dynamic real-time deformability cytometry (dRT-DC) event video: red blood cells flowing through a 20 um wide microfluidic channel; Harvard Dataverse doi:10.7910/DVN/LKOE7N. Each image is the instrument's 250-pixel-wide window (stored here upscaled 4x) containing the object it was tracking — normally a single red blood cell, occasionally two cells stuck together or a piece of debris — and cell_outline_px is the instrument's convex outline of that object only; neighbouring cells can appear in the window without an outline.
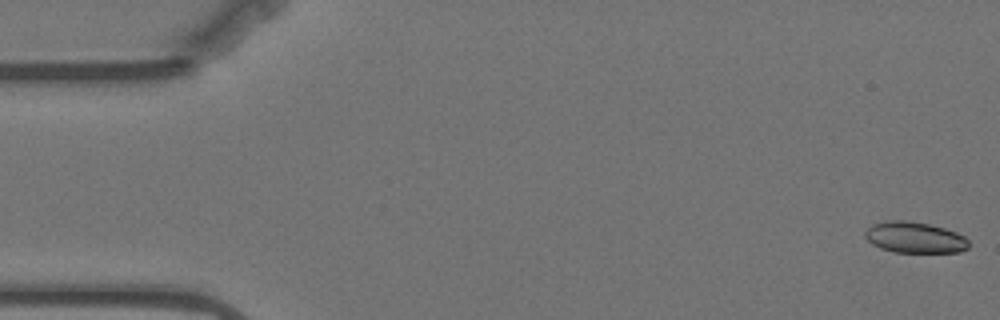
{"species": "Egyptian fruit bat (a non-hibernating species)", "species_latin": "Rousettus aegyptiacus", "temperature_condition": "warm", "stored_images_in_passage": 57, "camera_frame_rate_fps": 3000, "um_per_image_px": 0.085, "animal": {"sex": "female"}, "frame": {"image": 1, "passage_image": 1, "time_ms": 0.0, "image_size_px": [1000, 320], "cell_outline_px": [[968, 248], [960, 252], [896, 252], [880, 248], [872, 244], [864, 236], [864, 232], [872, 224], [884, 220], [908, 220], [928, 224], [944, 228], [956, 232], [964, 236], [968, 240]], "centroid_in_image_um": [77.73, 20.17], "position_along_channel_um": 7.3, "area_um2": 18.84}}
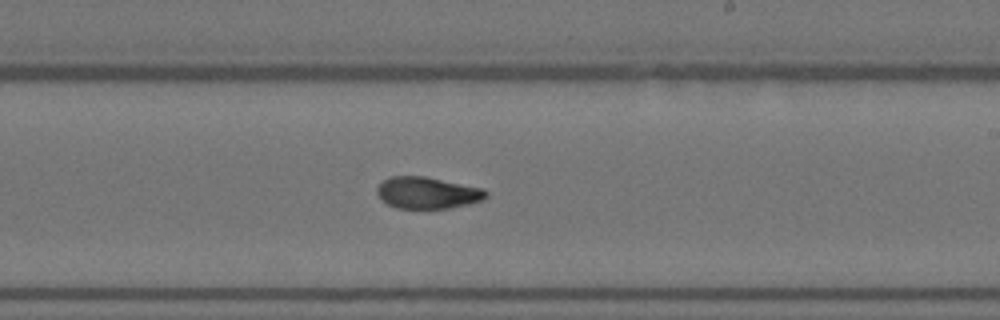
{"frame": {"image": 2, "passage_image": 33, "time_ms": 10.667, "image_size_px": [1000, 320], "cell_outline_px": [[488, 196], [484, 200], [468, 204], [448, 208], [396, 208], [380, 200], [376, 192], [376, 188], [384, 180], [392, 176], [424, 176], [484, 188], [488, 192]], "centroid_in_image_um": [36.34, 16.39], "position_along_channel_um": 252.7, "area_um2": 20.23}}
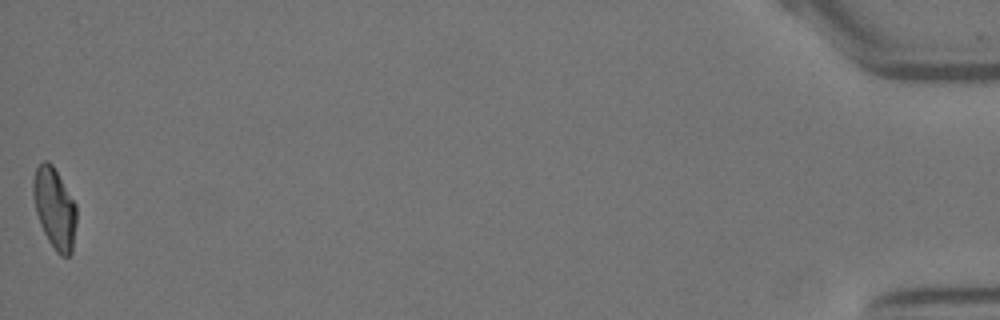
{"frame": {"image": 3, "passage_image": 57, "time_ms": 18.667, "image_size_px": [1000, 320], "cell_outline_px": [[76, 224], [72, 252], [68, 256], [60, 256], [56, 252], [48, 240], [40, 224], [36, 212], [32, 192], [32, 180], [36, 168], [44, 160], [48, 160], [52, 164], [76, 204]], "centroid_in_image_um": [4.63, 17.7], "position_along_channel_um": 430.6, "area_um2": 20.4}, "authors_computed_cell_mechanics": {"area_um2": 20.23, "velocity_mm_per_s": 3.5186, "shape_relaxation_time_tau1_ms": null, "shape_relaxation_time_tau2_ms": 2.2, "deformation_change_tau1": null, "deformation_change_tau2": 0.0737}}